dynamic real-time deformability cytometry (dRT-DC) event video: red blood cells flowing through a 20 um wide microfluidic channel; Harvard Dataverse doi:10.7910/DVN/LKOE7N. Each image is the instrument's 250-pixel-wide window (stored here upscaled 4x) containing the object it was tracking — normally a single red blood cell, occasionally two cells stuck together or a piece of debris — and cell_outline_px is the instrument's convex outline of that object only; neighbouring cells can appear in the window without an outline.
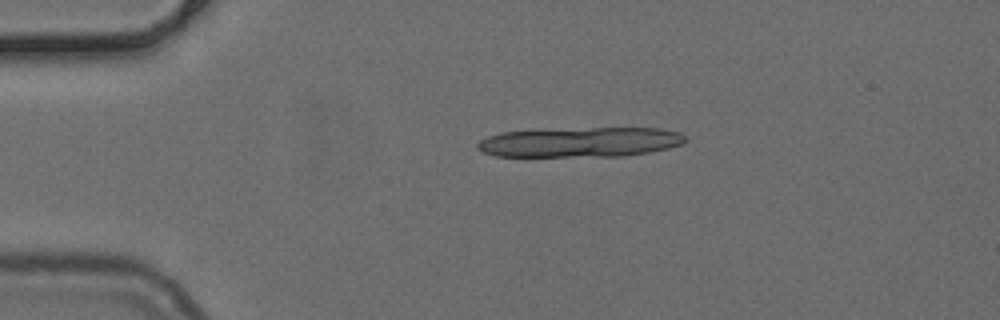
{"species": "common noctule bat (a hibernating species)", "species_latin": "Nyctalus noctula", "temperature_condition": "cold", "stored_images_in_passage": 6, "camera_frame_rate_fps": 3000, "um_per_image_px": 0.085, "animal": {"sex": "female", "body_mass_g": 24.6, "forearm_length_mm": 56.2}, "frame": {"image": 1, "passage_image": 1, "time_ms": 0.0, "image_size_px": [1000, 320], "cell_outline_px": [[688, 140], [680, 144], [668, 148], [648, 152], [624, 156], [496, 156], [484, 152], [476, 148], [476, 144], [480, 140], [488, 136], [504, 132], [592, 128], [660, 128], [680, 132]], "centroid_in_image_um": [49.35, 12.09], "position_along_channel_um": 35.7, "area_um2": 35.78}}